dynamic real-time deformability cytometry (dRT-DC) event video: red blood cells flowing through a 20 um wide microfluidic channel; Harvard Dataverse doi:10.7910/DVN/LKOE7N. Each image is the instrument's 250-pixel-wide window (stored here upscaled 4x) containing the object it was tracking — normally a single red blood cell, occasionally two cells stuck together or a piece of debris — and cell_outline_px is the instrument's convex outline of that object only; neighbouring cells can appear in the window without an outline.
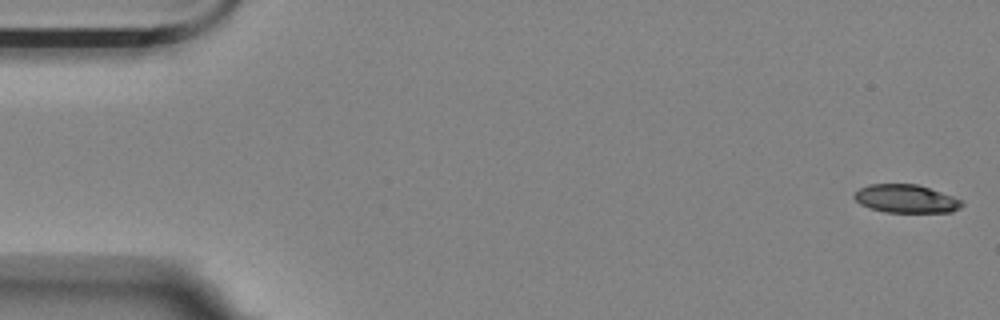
{"species": "Egyptian fruit bat (a non-hibernating species)", "species_latin": "Rousettus aegyptiacus", "temperature_condition": "room temperature", "stored_images_in_passage": 5, "camera_frame_rate_fps": 3000, "um_per_image_px": 0.085, "animal": {"sex": "female"}, "frame": {"image": 1, "passage_image": 1, "time_ms": 0.0, "image_size_px": [1000, 320], "cell_outline_px": [[964, 204], [960, 208], [952, 212], [884, 212], [860, 204], [852, 196], [860, 188], [868, 184], [916, 184], [952, 196], [960, 200]], "centroid_in_image_um": [76.99, 16.89], "position_along_channel_um": 8.0, "area_um2": 17.51}}